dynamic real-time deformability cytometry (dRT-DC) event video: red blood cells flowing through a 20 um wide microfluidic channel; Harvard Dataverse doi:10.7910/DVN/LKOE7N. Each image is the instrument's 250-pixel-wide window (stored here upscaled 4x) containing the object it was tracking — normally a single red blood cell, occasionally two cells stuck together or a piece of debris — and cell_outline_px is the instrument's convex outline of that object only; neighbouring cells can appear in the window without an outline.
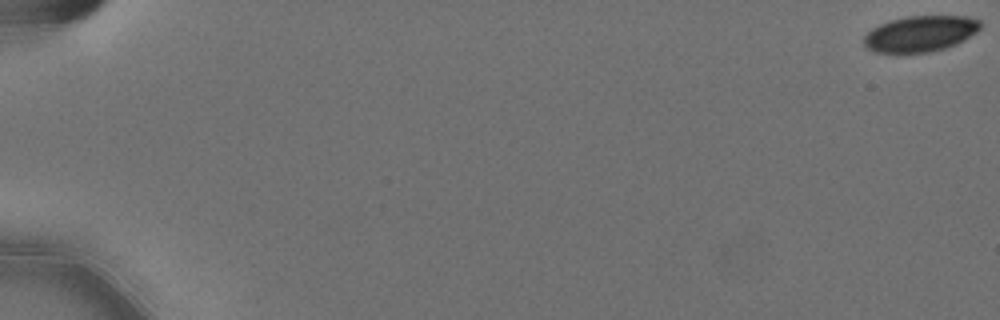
{"species": "Egyptian fruit bat (a non-hibernating species)", "species_latin": "Rousettus aegyptiacus", "temperature_condition": "cold", "stored_images_in_passage": 56, "camera_frame_rate_fps": 3000, "um_per_image_px": 0.085, "animal": {"sex": "female"}, "frame": {"image": 1, "passage_image": 1, "time_ms": 0.0, "image_size_px": [1000, 320], "cell_outline_px": [[980, 28], [976, 32], [964, 40], [956, 44], [944, 48], [928, 52], [876, 52], [864, 48], [864, 36], [872, 28], [880, 24], [892, 20], [908, 16], [964, 16], [980, 20]], "centroid_in_image_um": [78.21, 2.86], "position_along_channel_um": 6.8, "area_um2": 24.16}}
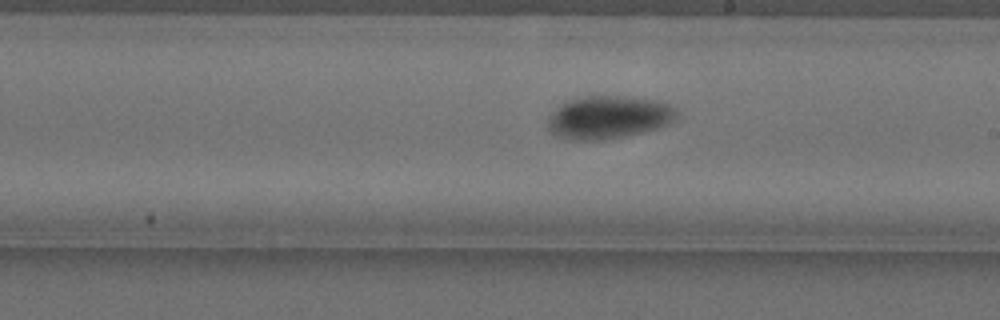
{"frame": {"image": 2, "passage_image": 36, "time_ms": 11.667, "image_size_px": [1000, 320], "cell_outline_px": [[676, 116], [668, 124], [660, 128], [600, 140], [576, 140], [560, 136], [552, 132], [548, 128], [548, 120], [552, 112], [556, 108], [568, 100], [588, 96], [616, 96], [656, 100], [668, 104], [676, 108]], "centroid_in_image_um": [51.72, 9.96], "position_along_channel_um": 237.3, "area_um2": 31.62}}
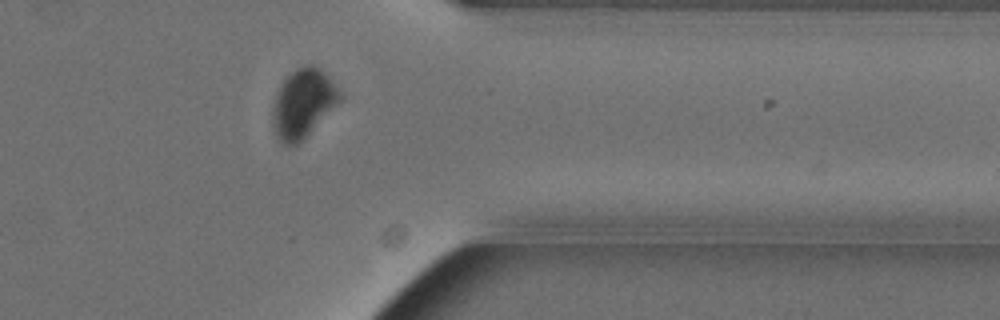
{"frame": {"image": 3, "passage_image": 49, "time_ms": 16.0, "image_size_px": [1000, 320], "cell_outline_px": [[340, 100], [296, 144], [280, 144], [276, 136], [272, 124], [272, 108], [276, 92], [280, 84], [296, 68], [304, 64], [312, 64], [320, 68], [328, 76], [340, 92]], "centroid_in_image_um": [25.69, 8.74], "position_along_channel_um": 385.7, "area_um2": 26.24}, "authors_computed_cell_mechanics": {"area_um2": 29.2179, "velocity_mm_per_s": 3.574, "shape_relaxation_time_tau1_ms": 5.2994, "shape_relaxation_time_tau2_ms": 4.4485, "deformation_change_tau1": 0.1165, "deformation_change_tau2": 0.0461}}